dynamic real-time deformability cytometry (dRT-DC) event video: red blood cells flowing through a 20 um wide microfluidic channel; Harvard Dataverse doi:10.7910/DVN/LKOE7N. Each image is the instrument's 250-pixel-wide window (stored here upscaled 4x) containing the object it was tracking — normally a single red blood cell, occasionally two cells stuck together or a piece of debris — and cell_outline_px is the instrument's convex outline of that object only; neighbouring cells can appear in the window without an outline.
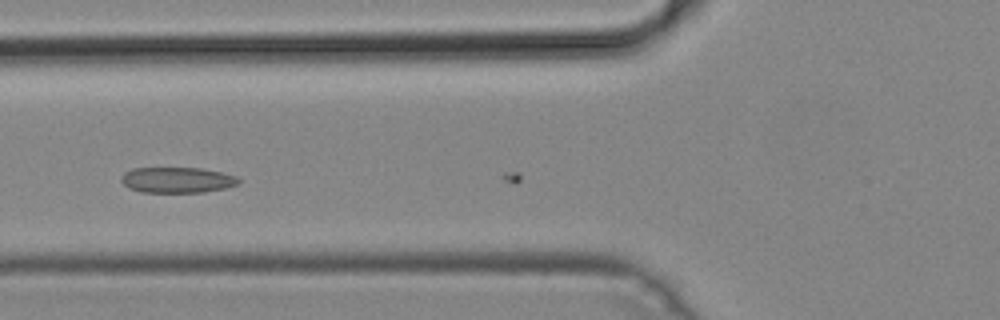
{"species": "common noctule bat (a hibernating species)", "species_latin": "Nyctalus noctula", "temperature_condition": "cold", "stored_images_in_passage": 5, "camera_frame_rate_fps": 3000, "um_per_image_px": 0.085, "animal": {"sex": "male", "body_mass_g": 19.2, "forearm_length_mm": 51.8}, "frame": {"image": 1, "passage_image": 4, "time_ms": 1.0, "image_size_px": [1000, 320], "cell_outline_px": [[240, 180], [236, 184], [224, 188], [204, 192], [140, 192], [128, 188], [120, 180], [120, 176], [124, 172], [132, 168], [200, 168], [220, 172], [236, 176]], "centroid_in_image_um": [14.99, 15.29], "position_along_channel_um": 110.8, "area_um2": 17.51}}